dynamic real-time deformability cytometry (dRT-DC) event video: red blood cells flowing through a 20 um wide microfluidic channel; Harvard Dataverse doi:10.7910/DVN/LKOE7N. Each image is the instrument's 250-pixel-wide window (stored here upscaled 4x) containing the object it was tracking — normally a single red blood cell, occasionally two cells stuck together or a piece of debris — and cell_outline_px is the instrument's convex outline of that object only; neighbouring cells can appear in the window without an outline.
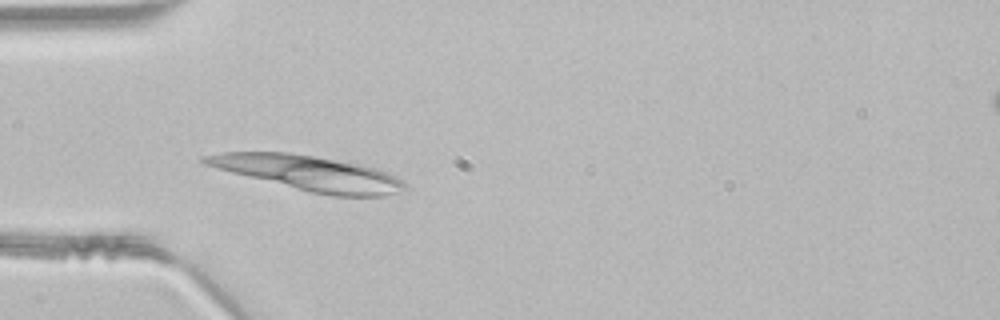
{"species": "common noctule bat (a hibernating species)", "species_latin": "Nyctalus noctula", "temperature_condition": "room temperature", "stored_images_in_passage": 45, "camera_frame_rate_fps": 3000, "um_per_image_px": 0.085, "animal": {"sex": "male", "body_mass_g": 21.5, "forearm_length_mm": 52.0}, "frame": {"image": 1, "passage_image": 12, "time_ms": 3.667, "image_size_px": [1000, 320], "cell_outline_px": [[408, 188], [384, 196], [332, 196], [312, 192], [232, 172], [204, 164], [200, 160], [200, 156], [220, 152], [288, 152], [312, 156], [356, 164], [376, 168], [388, 172], [404, 180], [408, 184]], "centroid_in_image_um": [26.28, 14.71], "position_along_channel_um": 58.7, "area_um2": 40.0}}
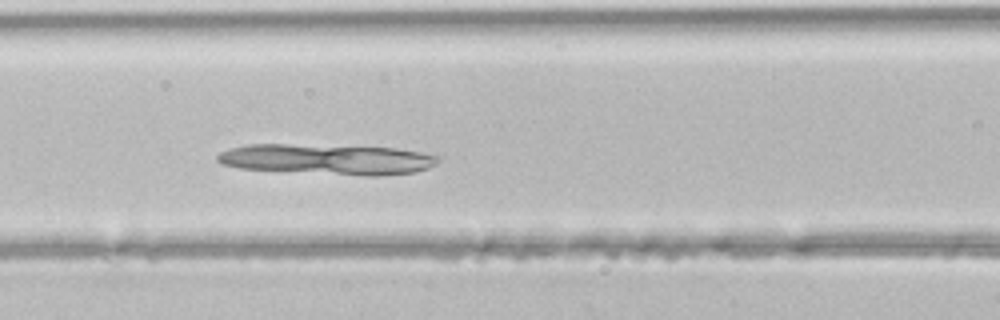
{"frame": {"image": 2, "passage_image": 18, "time_ms": 5.667, "image_size_px": [1000, 320], "cell_outline_px": [[440, 160], [436, 164], [428, 168], [416, 172], [380, 176], [364, 176], [240, 168], [220, 164], [216, 160], [216, 156], [220, 152], [228, 148], [248, 144], [288, 144], [396, 148], [420, 152], [440, 156]], "centroid_in_image_um": [27.82, 13.54], "position_along_channel_um": 138.8, "area_um2": 39.36}}
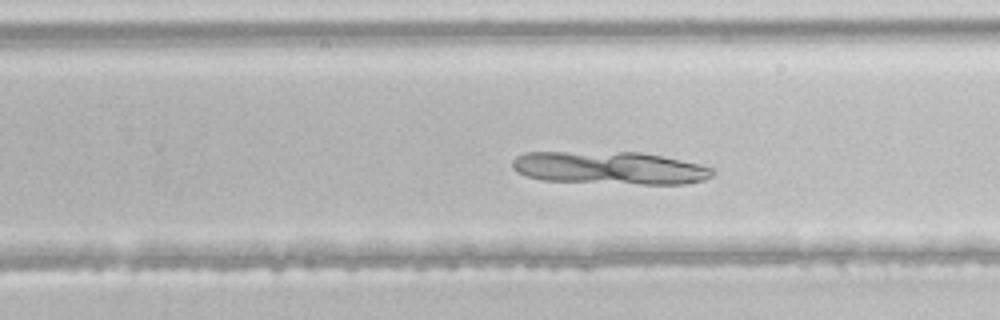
{"frame": {"image": 3, "passage_image": 28, "time_ms": 9.0, "image_size_px": [1000, 320], "cell_outline_px": [[716, 172], [712, 176], [704, 180], [684, 184], [640, 184], [540, 180], [528, 176], [512, 168], [512, 160], [516, 156], [524, 152], [640, 152], [680, 160], [712, 168]], "centroid_in_image_um": [51.81, 14.27], "position_along_channel_um": 278.0, "area_um2": 38.15}}